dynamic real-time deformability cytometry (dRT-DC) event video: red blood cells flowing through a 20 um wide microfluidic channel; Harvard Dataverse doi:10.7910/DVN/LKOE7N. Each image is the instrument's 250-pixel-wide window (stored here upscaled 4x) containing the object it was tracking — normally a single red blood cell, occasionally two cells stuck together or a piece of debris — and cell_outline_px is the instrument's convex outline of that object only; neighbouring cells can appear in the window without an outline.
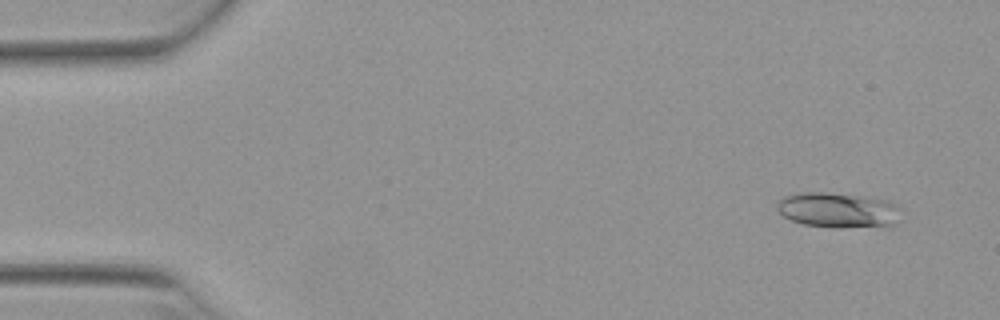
{"species": "Egyptian fruit bat (a non-hibernating species)", "species_latin": "Rousettus aegyptiacus", "temperature_condition": "warm", "stored_images_in_passage": 50, "camera_frame_rate_fps": 3000, "um_per_image_px": 0.085, "animal": {"sex": "female"}, "frame": {"image": 1, "passage_image": 2, "time_ms": 0.333, "image_size_px": [1000, 320], "cell_outline_px": [[904, 208], [892, 224], [840, 228], [832, 228], [804, 224], [792, 220], [784, 216], [776, 208], [776, 204], [784, 196], [800, 192], [824, 192], [884, 200]], "centroid_in_image_um": [71.17, 17.86], "position_along_channel_um": 13.8, "area_um2": 24.91}}
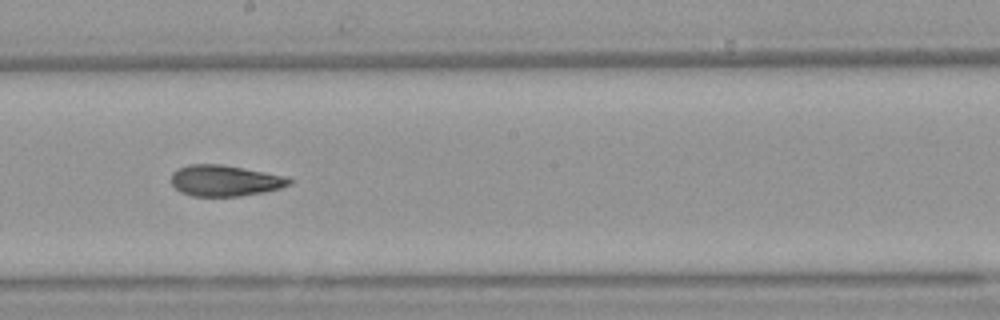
{"frame": {"image": 2, "passage_image": 27, "time_ms": 8.667, "image_size_px": [1000, 320], "cell_outline_px": [[292, 184], [280, 188], [264, 192], [240, 196], [192, 196], [180, 192], [172, 184], [172, 172], [188, 164], [220, 164], [264, 172], [284, 176], [292, 180]], "centroid_in_image_um": [19.11, 15.36], "position_along_channel_um": 229.1, "area_um2": 21.21}}
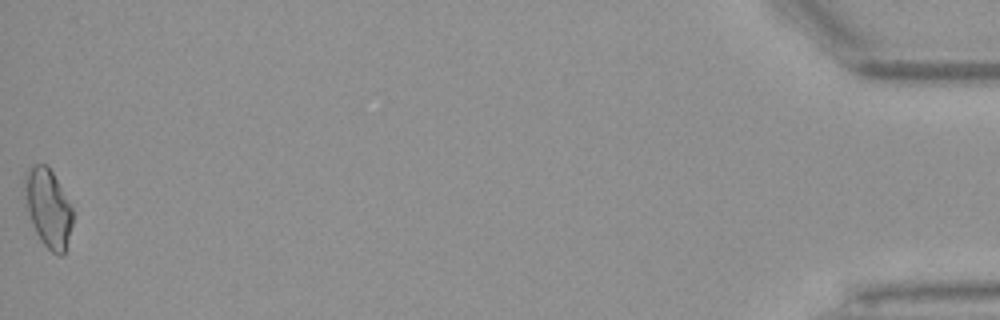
{"frame": {"image": 3, "passage_image": 50, "time_ms": 16.333, "image_size_px": [1000, 320], "cell_outline_px": [[72, 224], [64, 256], [56, 256], [40, 240], [32, 224], [28, 212], [24, 192], [24, 176], [36, 164], [48, 164], [72, 208]], "centroid_in_image_um": [4.09, 17.72], "position_along_channel_um": 431.1, "area_um2": 21.68}, "authors_computed_cell_mechanics": {"area_um2": 21.7039, "velocity_mm_per_s": 3.9497, "shape_relaxation_time_tau1_ms": null, "shape_relaxation_time_tau2_ms": 3.3875, "deformation_change_tau1": null, "deformation_change_tau2": 0.1085}}